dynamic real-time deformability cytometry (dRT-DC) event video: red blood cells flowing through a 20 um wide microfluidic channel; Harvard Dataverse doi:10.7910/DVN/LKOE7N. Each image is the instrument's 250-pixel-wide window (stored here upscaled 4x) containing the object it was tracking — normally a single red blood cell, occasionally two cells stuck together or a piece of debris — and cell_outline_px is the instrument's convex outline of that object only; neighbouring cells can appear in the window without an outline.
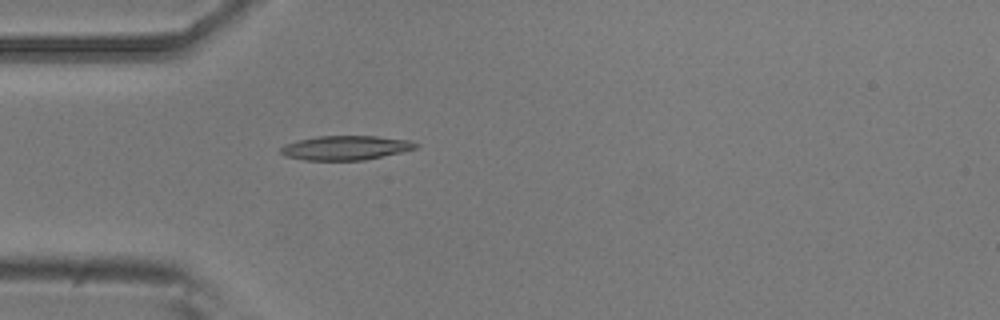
{"species": "common noctule bat (a hibernating species)", "species_latin": "Nyctalus noctula", "temperature_condition": "room temperature", "stored_images_in_passage": 2, "camera_frame_rate_fps": 3000, "um_per_image_px": 0.085, "animal": {"sex": "male", "body_mass_g": 20.5, "forearm_length_mm": 52.5}, "frame": {"image": 1, "passage_image": 2, "time_ms": 0.333, "image_size_px": [1000, 320], "cell_outline_px": [[420, 144], [416, 148], [400, 152], [364, 160], [304, 160], [284, 156], [280, 152], [280, 148], [284, 144], [296, 140], [316, 136], [376, 136], [412, 140]], "centroid_in_image_um": [29.35, 12.55], "position_along_channel_um": 55.6, "area_um2": 19.25}}